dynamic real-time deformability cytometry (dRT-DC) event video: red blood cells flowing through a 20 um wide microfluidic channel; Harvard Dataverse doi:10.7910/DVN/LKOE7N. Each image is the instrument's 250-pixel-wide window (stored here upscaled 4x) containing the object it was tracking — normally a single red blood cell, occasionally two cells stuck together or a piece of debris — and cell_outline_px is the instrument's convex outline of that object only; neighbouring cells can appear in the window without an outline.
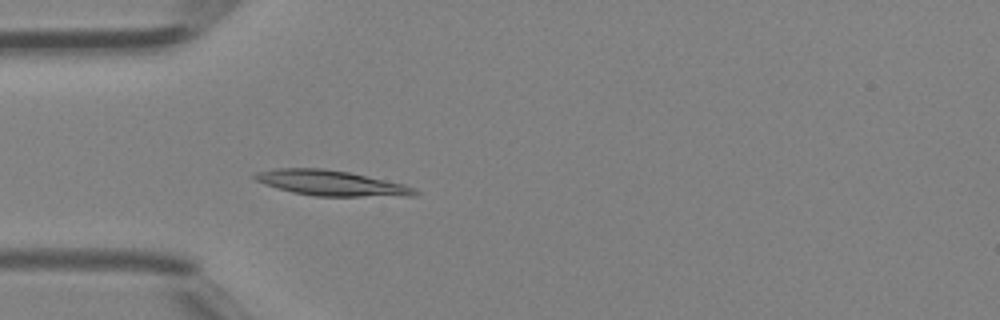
{"species": "Egyptian fruit bat (a non-hibernating species)", "species_latin": "Rousettus aegyptiacus", "temperature_condition": "room temperature", "stored_images_in_passage": 43, "camera_frame_rate_fps": 3000, "um_per_image_px": 0.085, "animal": {"sex": "female"}, "frame": {"image": 1, "passage_image": 13, "time_ms": 4.0, "image_size_px": [1000, 320], "cell_outline_px": [[420, 192], [416, 196], [316, 196], [292, 192], [264, 184], [256, 180], [252, 176], [256, 172], [276, 168], [324, 168], [348, 172], [404, 184], [416, 188]], "centroid_in_image_um": [28.17, 15.56], "position_along_channel_um": 56.8, "area_um2": 23.58}}
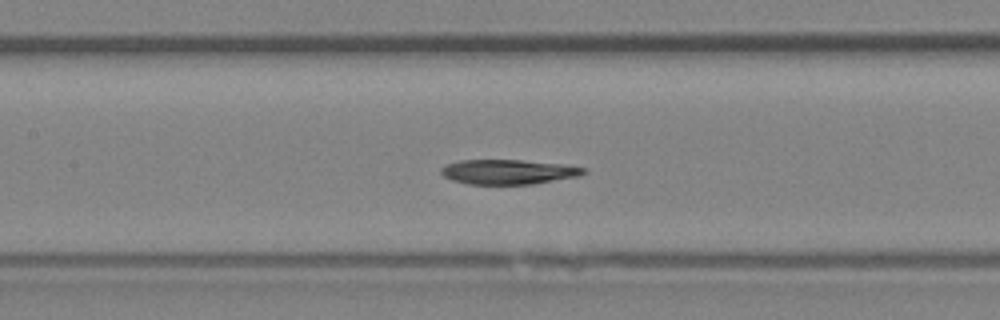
{"frame": {"image": 2, "passage_image": 20, "time_ms": 6.333, "image_size_px": [1000, 320], "cell_outline_px": [[588, 172], [580, 176], [532, 184], [468, 184], [452, 180], [444, 176], [440, 172], [440, 168], [448, 164], [460, 160], [520, 160], [564, 164], [588, 168]], "centroid_in_image_um": [43.25, 14.61], "position_along_channel_um": 164.1, "area_um2": 20.63}}
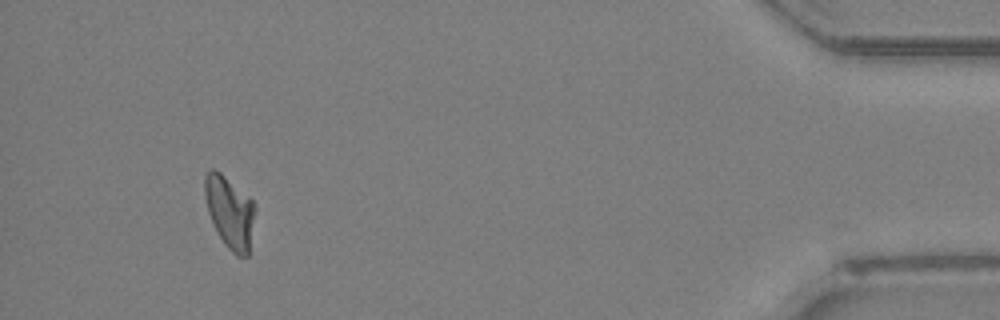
{"frame": {"image": 3, "passage_image": 40, "time_ms": 13.0, "image_size_px": [1000, 320], "cell_outline_px": [[256, 208], [248, 256], [236, 256], [224, 244], [208, 212], [204, 196], [204, 176], [212, 168], [216, 168], [248, 196], [252, 200]], "centroid_in_image_um": [19.53, 18.0], "position_along_channel_um": 415.7, "area_um2": 21.04}}